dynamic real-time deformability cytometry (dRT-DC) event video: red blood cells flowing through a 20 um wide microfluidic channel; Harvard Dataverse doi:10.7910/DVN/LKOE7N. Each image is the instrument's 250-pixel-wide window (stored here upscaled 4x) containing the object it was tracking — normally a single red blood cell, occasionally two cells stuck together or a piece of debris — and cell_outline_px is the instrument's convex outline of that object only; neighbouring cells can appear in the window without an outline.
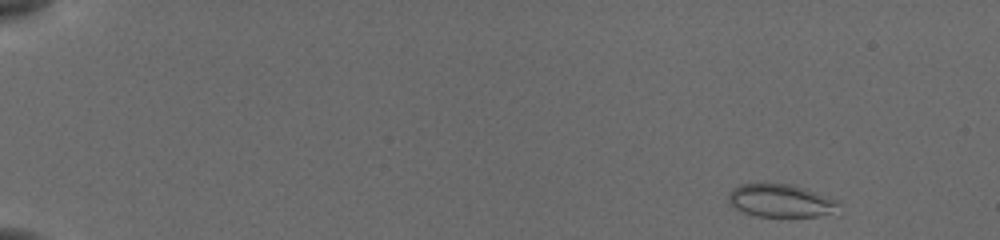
{"species": "common noctule bat (a hibernating species)", "species_latin": "Nyctalus noctula", "temperature_condition": "cold", "stored_images_in_passage": 51, "camera_frame_rate_fps": 3000, "um_per_image_px": 0.085, "animal": {"sex": "female", "body_mass_g": 19.5, "forearm_length_mm": 54.1}, "frame": {"image": 1, "passage_image": 2, "time_ms": 0.333, "image_size_px": [1000, 240], "cell_outline_px": [[840, 204], [828, 212], [816, 216], [756, 216], [740, 212], [732, 208], [728, 204], [728, 192], [732, 188], [740, 184], [788, 184], [840, 200]], "centroid_in_image_um": [66.22, 17.06], "position_along_channel_um": 18.8, "area_um2": 20.87}}
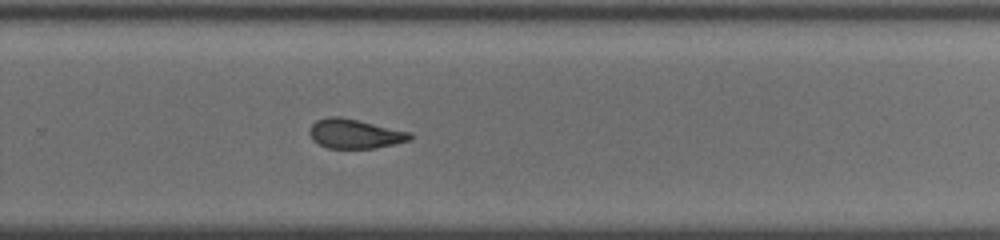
{"frame": {"image": 2, "passage_image": 35, "time_ms": 11.333, "image_size_px": [1000, 240], "cell_outline_px": [[412, 140], [376, 148], [328, 148], [312, 140], [308, 132], [308, 128], [316, 120], [328, 116], [340, 116], [408, 132], [412, 136]], "centroid_in_image_um": [30.1, 11.37], "position_along_channel_um": 299.7, "area_um2": 17.11}}
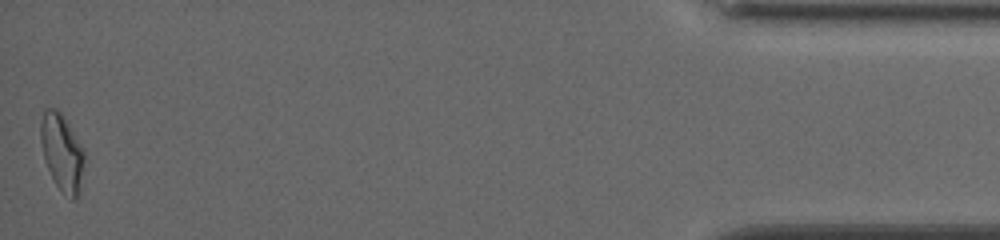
{"frame": {"image": 3, "passage_image": 51, "time_ms": 16.667, "image_size_px": [1000, 240], "cell_outline_px": [[84, 160], [80, 188], [76, 196], [72, 200], [56, 184], [48, 168], [44, 156], [40, 140], [40, 120], [44, 108], [56, 108], [60, 112], [84, 152]], "centroid_in_image_um": [5.23, 12.91], "position_along_channel_um": 430.0, "area_um2": 18.9}, "authors_computed_cell_mechanics": {"area_um2": 17.6868, "velocity_mm_per_s": 3.8642, "shape_relaxation_time_tau1_ms": 4.7496, "shape_relaxation_time_tau2_ms": 1.6702, "deformation_change_tau1": 0.134, "deformation_change_tau2": 0.0742}}